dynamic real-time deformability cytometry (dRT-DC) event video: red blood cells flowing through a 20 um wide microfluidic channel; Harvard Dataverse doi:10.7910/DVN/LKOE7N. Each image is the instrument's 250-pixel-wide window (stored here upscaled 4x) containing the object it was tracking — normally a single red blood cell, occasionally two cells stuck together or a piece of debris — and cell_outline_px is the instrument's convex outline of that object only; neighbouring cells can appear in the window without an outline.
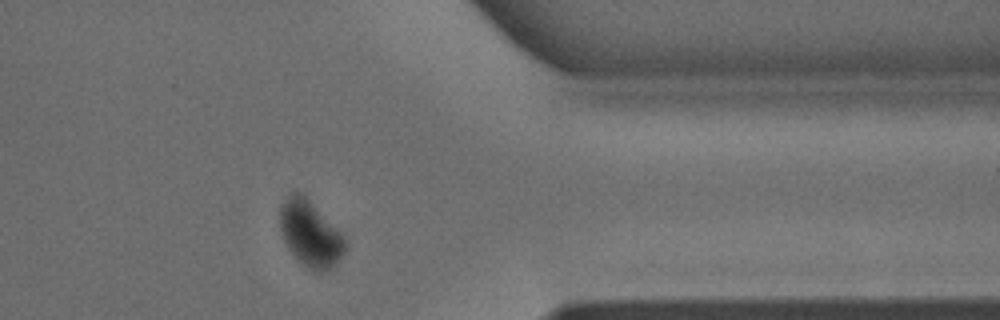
{"species": "common noctule bat (a hibernating species)", "species_latin": "Nyctalus noctula", "temperature_condition": "warm", "stored_images_in_passage": 27, "segment_of_instrument_passage": [1, 2], "camera_frame_rate_fps": 3000, "um_per_image_px": 0.085, "animal": {"sex": "male", "body_mass_g": 15.6}, "frame": {"image": 1, "passage_image": 19, "time_ms": 6.0, "image_size_px": [1000, 320], "cell_outline_px": [[348, 244], [340, 260], [328, 272], [312, 272], [296, 260], [288, 248], [280, 232], [280, 208], [288, 196], [292, 192], [300, 192], [344, 236]], "centroid_in_image_um": [26.38, 19.95], "position_along_channel_um": 385.0, "area_um2": 25.03}}
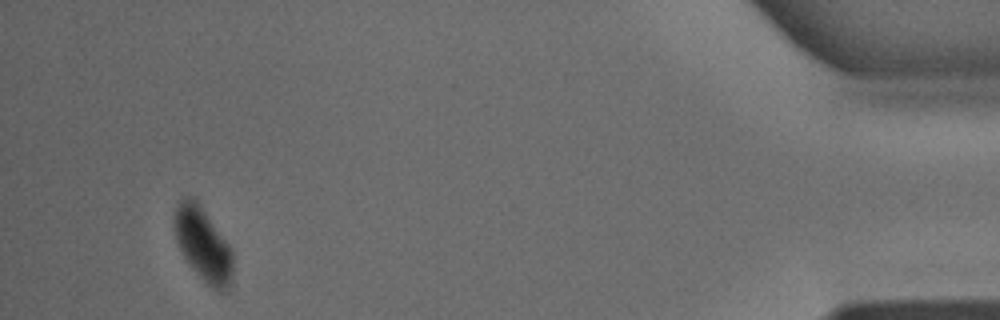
{"frame": {"image": 2, "passage_image": 24, "time_ms": 7.667, "image_size_px": [1000, 320], "cell_outline_px": [[232, 276], [228, 292], [220, 292], [212, 288], [188, 264], [176, 240], [172, 228], [172, 216], [180, 200], [184, 196], [192, 196], [200, 204], [232, 248]], "centroid_in_image_um": [17.24, 20.75], "position_along_channel_um": 418.0, "area_um2": 25.43}}